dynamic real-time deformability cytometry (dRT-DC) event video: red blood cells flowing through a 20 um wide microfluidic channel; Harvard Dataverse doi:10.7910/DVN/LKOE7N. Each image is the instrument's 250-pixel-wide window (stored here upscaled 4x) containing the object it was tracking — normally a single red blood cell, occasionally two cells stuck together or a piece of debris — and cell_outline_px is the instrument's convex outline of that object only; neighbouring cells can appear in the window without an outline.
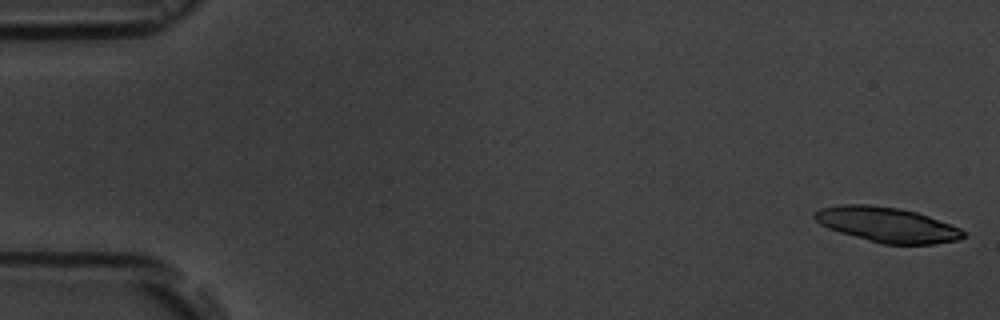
{"species": "common noctule bat (a hibernating species)", "species_latin": "Nyctalus noctula", "temperature_condition": "room temperature", "stored_images_in_passage": 55, "camera_frame_rate_fps": 3000, "um_per_image_px": 0.085, "animal": {"sex": "male", "body_mass_g": 19.5, "forearm_length_mm": 54.6}, "frame": {"image": 1, "passage_image": 1, "time_ms": 0.0, "image_size_px": [1000, 320], "cell_outline_px": [[964, 236], [960, 240], [936, 244], [884, 244], [840, 232], [828, 228], [820, 224], [812, 216], [820, 208], [840, 204], [868, 204], [900, 208], [916, 212], [928, 216], [960, 228], [964, 232]], "centroid_in_image_um": [75.4, 19.09], "position_along_channel_um": 9.6, "area_um2": 30.17}}